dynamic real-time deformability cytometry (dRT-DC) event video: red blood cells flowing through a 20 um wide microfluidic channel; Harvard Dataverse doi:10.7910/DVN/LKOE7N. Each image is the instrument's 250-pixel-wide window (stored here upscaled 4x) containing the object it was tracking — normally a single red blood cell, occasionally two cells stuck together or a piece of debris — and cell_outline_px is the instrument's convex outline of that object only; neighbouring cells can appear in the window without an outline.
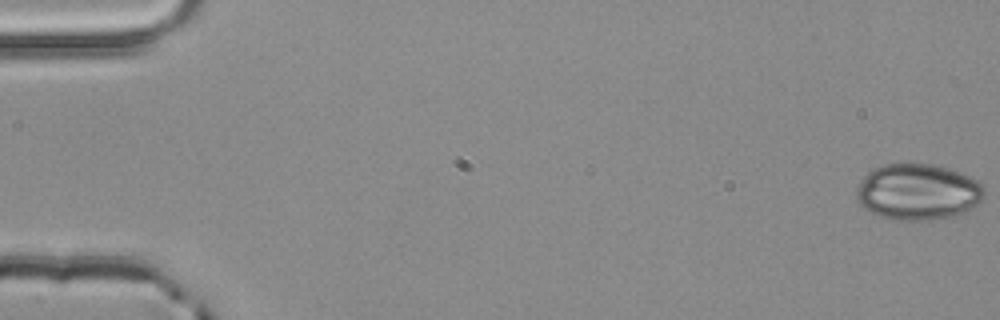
{"species": "common noctule bat (a hibernating species)", "species_latin": "Nyctalus noctula", "temperature_condition": "room temperature", "stored_images_in_passage": 4, "camera_frame_rate_fps": 3000, "um_per_image_px": 0.085, "animal": {"sex": "male", "body_mass_g": 20.4}, "frame": {"image": 1, "passage_image": 1, "time_ms": 0.0, "image_size_px": [1000, 320], "cell_outline_px": [[984, 200], [980, 204], [964, 212], [952, 216], [924, 220], [896, 220], [880, 216], [864, 208], [856, 200], [856, 188], [864, 176], [872, 168], [884, 164], [932, 164], [948, 168], [968, 176], [976, 180], [984, 188]], "centroid_in_image_um": [78.01, 16.31], "position_along_channel_um": 7.0, "area_um2": 41.85}}